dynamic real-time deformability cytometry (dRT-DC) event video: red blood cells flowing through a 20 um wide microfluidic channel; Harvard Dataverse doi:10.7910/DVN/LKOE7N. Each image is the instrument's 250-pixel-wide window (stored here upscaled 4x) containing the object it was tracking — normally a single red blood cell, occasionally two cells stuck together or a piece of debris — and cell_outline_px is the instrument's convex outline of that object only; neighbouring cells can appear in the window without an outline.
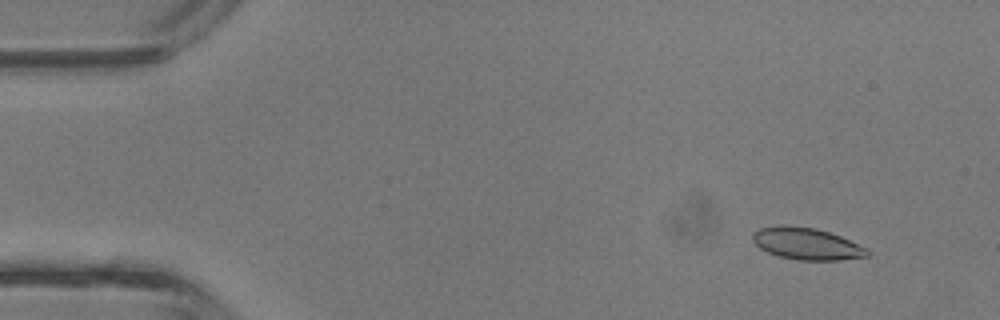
{"species": "common noctule bat (a hibernating species)", "species_latin": "Nyctalus noctula", "temperature_condition": "room temperature", "stored_images_in_passage": 43, "camera_frame_rate_fps": 3000, "um_per_image_px": 0.085, "animal": {"sex": "male", "body_mass_g": 13.3}, "frame": {"image": 1, "passage_image": 4, "time_ms": 1.0, "image_size_px": [1000, 320], "cell_outline_px": [[872, 252], [868, 256], [840, 260], [796, 260], [780, 256], [768, 252], [760, 248], [752, 240], [752, 232], [760, 228], [776, 224], [784, 224], [816, 228], [840, 236], [868, 248]], "centroid_in_image_um": [68.56, 20.7], "position_along_channel_um": 16.4, "area_um2": 21.56}}
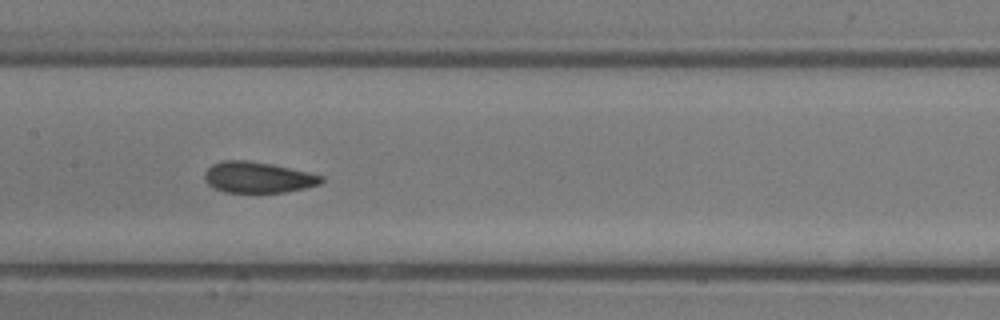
{"frame": {"image": 2, "passage_image": 21, "time_ms": 6.667, "image_size_px": [1000, 320], "cell_outline_px": [[324, 180], [320, 184], [304, 188], [284, 192], [224, 192], [208, 184], [204, 180], [204, 172], [212, 164], [224, 160], [248, 160], [272, 164], [324, 176]], "centroid_in_image_um": [21.9, 15.07], "position_along_channel_um": 185.5, "area_um2": 20.98}}
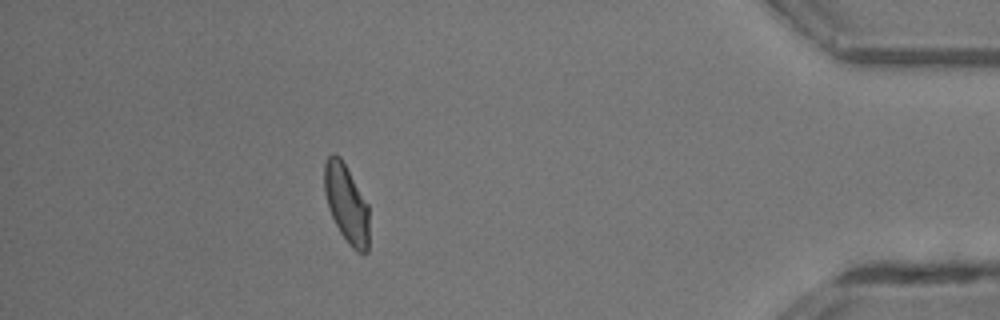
{"frame": {"image": 3, "passage_image": 38, "time_ms": 12.333, "image_size_px": [1000, 320], "cell_outline_px": [[368, 252], [356, 252], [348, 244], [340, 232], [328, 208], [324, 192], [324, 164], [328, 156], [332, 152], [340, 156], [368, 204]], "centroid_in_image_um": [29.43, 17.3], "position_along_channel_um": 405.8, "area_um2": 20.4}, "authors_computed_cell_mechanics": {"area_um2": 21.2126, "velocity_mm_per_s": 4.8297, "shape_relaxation_time_tau1_ms": null, "shape_relaxation_time_tau2_ms": 1.317, "deformation_change_tau1": null, "deformation_change_tau2": 0.0715}}